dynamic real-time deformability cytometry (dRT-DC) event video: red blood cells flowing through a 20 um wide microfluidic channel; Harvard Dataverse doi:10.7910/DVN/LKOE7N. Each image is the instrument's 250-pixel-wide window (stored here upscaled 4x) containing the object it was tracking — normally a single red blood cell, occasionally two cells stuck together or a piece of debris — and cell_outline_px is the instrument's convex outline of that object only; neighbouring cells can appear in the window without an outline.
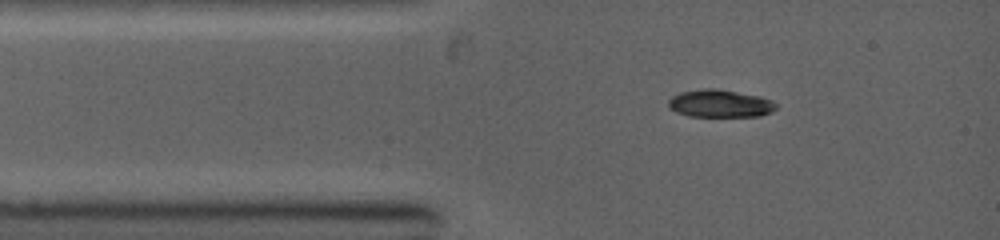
{"species": "common noctule bat (a hibernating species)", "species_latin": "Nyctalus noctula", "temperature_condition": "warm", "stored_images_in_passage": 31, "camera_frame_rate_fps": 5000, "um_per_image_px": 0.085, "animal": {"sex": "female", "body_mass_g": 19.0, "forearm_length_mm": 53.3}, "frame": {"image": 1, "passage_image": 3, "time_ms": 1.0, "image_size_px": [1000, 240], "cell_outline_px": [[776, 108], [772, 112], [760, 116], [688, 116], [676, 112], [668, 108], [668, 100], [672, 96], [680, 92], [704, 88], [716, 88], [760, 96], [772, 100], [776, 104]], "centroid_in_image_um": [61.18, 8.79], "position_along_channel_um": 23.8, "area_um2": 17.46}}
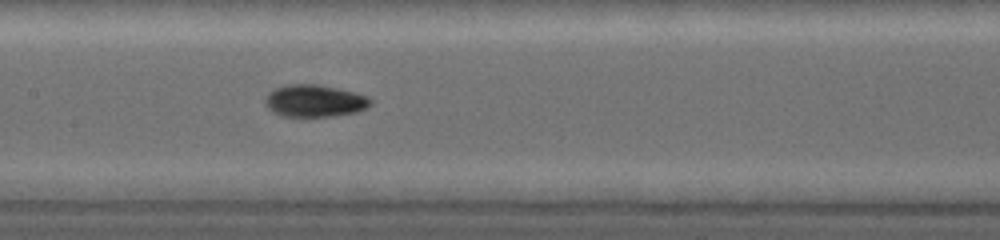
{"frame": {"image": 2, "passage_image": 10, "time_ms": 4.8, "image_size_px": [1000, 240], "cell_outline_px": [[372, 104], [368, 108], [356, 112], [332, 116], [284, 116], [268, 108], [264, 100], [268, 92], [276, 88], [288, 84], [316, 84], [336, 88], [368, 96], [372, 100]], "centroid_in_image_um": [26.76, 8.57], "position_along_channel_um": 180.6, "area_um2": 19.59}}
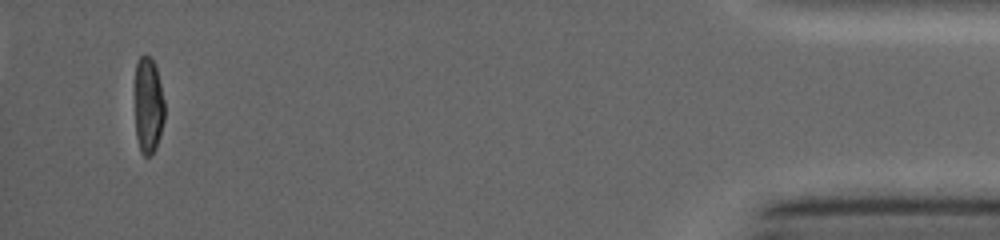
{"frame": {"image": 3, "passage_image": 29, "time_ms": 12.2, "image_size_px": [1000, 240], "cell_outline_px": [[164, 120], [156, 148], [148, 156], [144, 156], [140, 152], [136, 136], [136, 64], [140, 56], [144, 52], [152, 60], [156, 68], [164, 100]], "centroid_in_image_um": [12.61, 8.97], "position_along_channel_um": 422.6, "area_um2": 16.42}}